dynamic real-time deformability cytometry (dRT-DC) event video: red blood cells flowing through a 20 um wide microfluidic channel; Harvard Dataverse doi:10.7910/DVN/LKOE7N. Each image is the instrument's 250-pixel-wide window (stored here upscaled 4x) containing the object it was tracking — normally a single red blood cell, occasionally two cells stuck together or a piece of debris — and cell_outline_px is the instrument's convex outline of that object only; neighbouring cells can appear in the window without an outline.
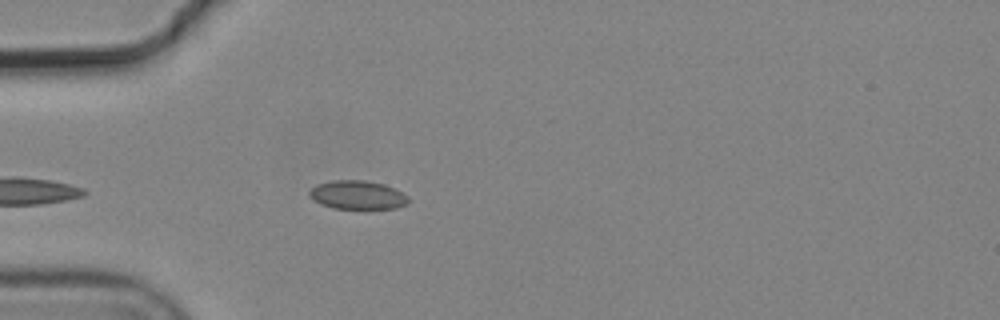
{"species": "common noctule bat (a hibernating species)", "species_latin": "Nyctalus noctula", "temperature_condition": "cold", "stored_images_in_passage": 4, "camera_frame_rate_fps": 3000, "um_per_image_px": 0.085, "animal": {"sex": "male", "body_mass_g": 19.2, "forearm_length_mm": 51.8}, "frame": {"image": 1, "passage_image": 4, "time_ms": 1.0, "image_size_px": [1000, 320], "cell_outline_px": [[408, 204], [396, 208], [332, 208], [320, 204], [308, 196], [308, 192], [316, 184], [332, 180], [364, 180], [384, 184], [408, 196]], "centroid_in_image_um": [30.35, 16.56], "position_along_channel_um": 54.7, "area_um2": 16.47}}